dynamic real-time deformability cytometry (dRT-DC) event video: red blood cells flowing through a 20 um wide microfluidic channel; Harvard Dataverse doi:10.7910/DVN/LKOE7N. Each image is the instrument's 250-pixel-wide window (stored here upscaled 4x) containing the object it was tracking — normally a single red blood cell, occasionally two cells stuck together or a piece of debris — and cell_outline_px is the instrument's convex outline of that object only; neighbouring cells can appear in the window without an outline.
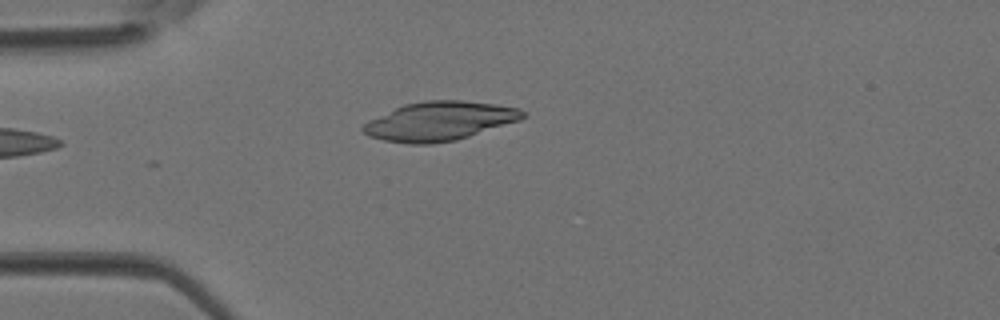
{"species": "Egyptian fruit bat (a non-hibernating species)", "species_latin": "Rousettus aegyptiacus", "temperature_condition": "room temperature", "stored_images_in_passage": 3, "camera_frame_rate_fps": 3000, "um_per_image_px": 0.085, "animal": {"sex": "female"}, "frame": {"image": 1, "passage_image": 3, "time_ms": 0.667, "image_size_px": [1000, 320], "cell_outline_px": [[528, 116], [520, 120], [456, 140], [432, 144], [412, 144], [384, 140], [368, 136], [360, 128], [368, 120], [404, 104], [428, 100], [460, 100], [496, 104], [520, 108]], "centroid_in_image_um": [37.36, 10.29], "position_along_channel_um": 47.6, "area_um2": 36.18}}